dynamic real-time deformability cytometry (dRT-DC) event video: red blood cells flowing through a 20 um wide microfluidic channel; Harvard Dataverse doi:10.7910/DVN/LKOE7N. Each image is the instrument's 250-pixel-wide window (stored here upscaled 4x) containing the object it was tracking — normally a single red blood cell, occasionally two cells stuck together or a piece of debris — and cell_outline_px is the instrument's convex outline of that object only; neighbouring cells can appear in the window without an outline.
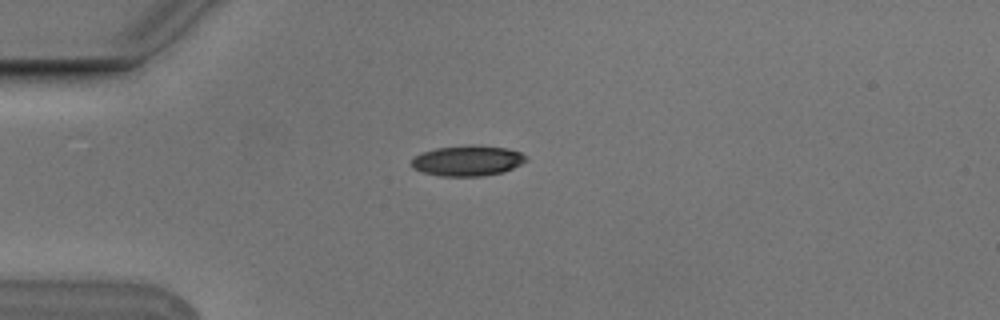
{"species": "Egyptian fruit bat (a non-hibernating species)", "species_latin": "Rousettus aegyptiacus", "temperature_condition": "cold", "stored_images_in_passage": 3, "camera_frame_rate_fps": 3000, "um_per_image_px": 0.085, "animal": {"sex": "male"}, "frame": {"image": 1, "passage_image": 1, "time_ms": 0.0, "image_size_px": [1000, 320], "cell_outline_px": [[528, 160], [504, 172], [480, 176], [440, 176], [424, 172], [412, 168], [412, 160], [420, 152], [436, 148], [468, 144], [472, 144], [508, 148], [520, 152]], "centroid_in_image_um": [39.73, 13.64], "position_along_channel_um": 45.3, "area_um2": 20.4}}